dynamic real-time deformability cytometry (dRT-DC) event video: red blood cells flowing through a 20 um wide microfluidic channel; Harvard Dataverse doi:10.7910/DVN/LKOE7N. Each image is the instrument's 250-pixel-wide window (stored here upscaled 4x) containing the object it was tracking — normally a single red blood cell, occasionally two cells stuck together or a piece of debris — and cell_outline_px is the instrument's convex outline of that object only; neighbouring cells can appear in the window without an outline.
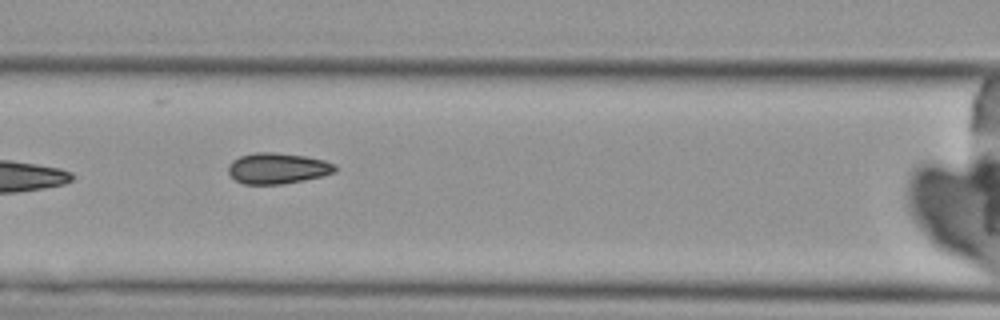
{"species": "Egyptian fruit bat (a non-hibernating species)", "species_latin": "Rousettus aegyptiacus", "temperature_condition": "cold", "stored_images_in_passage": 6, "camera_frame_rate_fps": 3000, "um_per_image_px": 0.085, "animal": {"sex": "female"}, "frame": {"image": 1, "passage_image": 5, "time_ms": 5.667, "image_size_px": [1000, 320], "cell_outline_px": [[336, 172], [324, 176], [304, 180], [280, 184], [244, 184], [236, 180], [228, 172], [228, 164], [232, 160], [240, 156], [252, 152], [272, 152], [308, 156], [324, 160], [336, 164]], "centroid_in_image_um": [23.61, 14.29], "position_along_channel_um": 143.0, "area_um2": 19.42}}
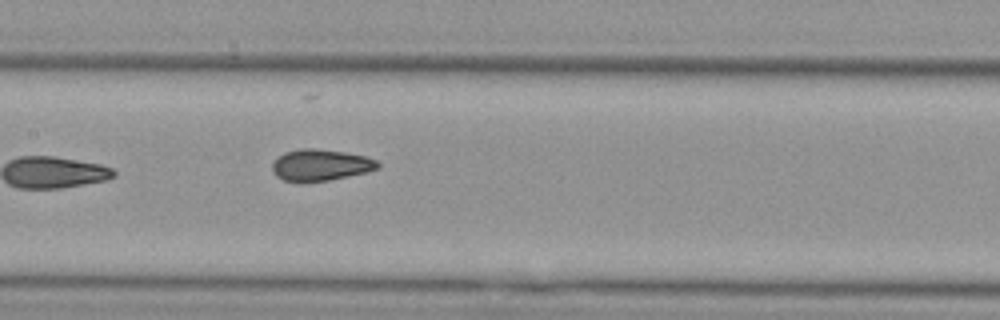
{"frame": {"image": 2, "passage_image": 6, "time_ms": 6.667, "image_size_px": [1000, 320], "cell_outline_px": [[380, 168], [368, 172], [328, 180], [284, 180], [276, 176], [272, 172], [272, 164], [284, 152], [300, 148], [316, 148], [344, 152], [364, 156], [376, 160], [380, 164]], "centroid_in_image_um": [27.27, 14.0], "position_along_channel_um": 180.1, "area_um2": 19.02}}